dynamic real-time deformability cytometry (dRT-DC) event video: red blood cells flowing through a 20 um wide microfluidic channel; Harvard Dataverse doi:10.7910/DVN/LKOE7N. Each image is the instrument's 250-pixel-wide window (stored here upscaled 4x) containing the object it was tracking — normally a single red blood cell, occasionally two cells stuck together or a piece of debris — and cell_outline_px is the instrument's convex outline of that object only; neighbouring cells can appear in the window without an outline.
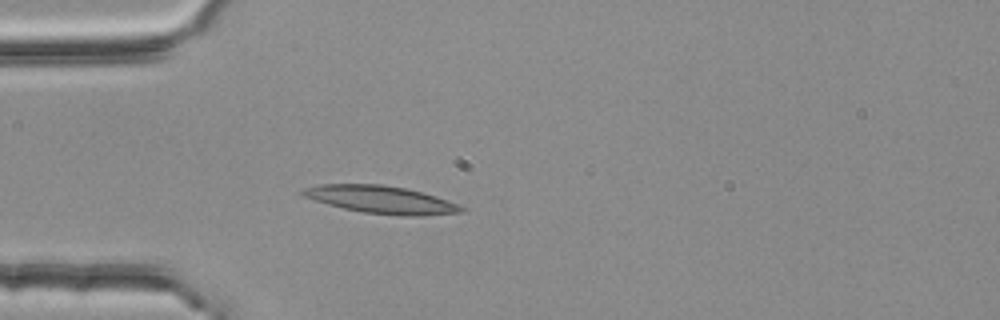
{"species": "common noctule bat (a hibernating species)", "species_latin": "Nyctalus noctula", "temperature_condition": "room temperature", "stored_images_in_passage": 3, "camera_frame_rate_fps": 3000, "um_per_image_px": 0.085, "animal": {"sex": "female", "body_mass_g": 25.1}, "frame": {"image": 1, "passage_image": 3, "time_ms": 0.667, "image_size_px": [1000, 320], "cell_outline_px": [[468, 208], [464, 212], [420, 216], [400, 216], [364, 212], [344, 208], [328, 204], [304, 196], [300, 192], [304, 188], [320, 184], [380, 184], [404, 188], [436, 196]], "centroid_in_image_um": [32.44, 16.97], "position_along_channel_um": 52.6, "area_um2": 25.32}}